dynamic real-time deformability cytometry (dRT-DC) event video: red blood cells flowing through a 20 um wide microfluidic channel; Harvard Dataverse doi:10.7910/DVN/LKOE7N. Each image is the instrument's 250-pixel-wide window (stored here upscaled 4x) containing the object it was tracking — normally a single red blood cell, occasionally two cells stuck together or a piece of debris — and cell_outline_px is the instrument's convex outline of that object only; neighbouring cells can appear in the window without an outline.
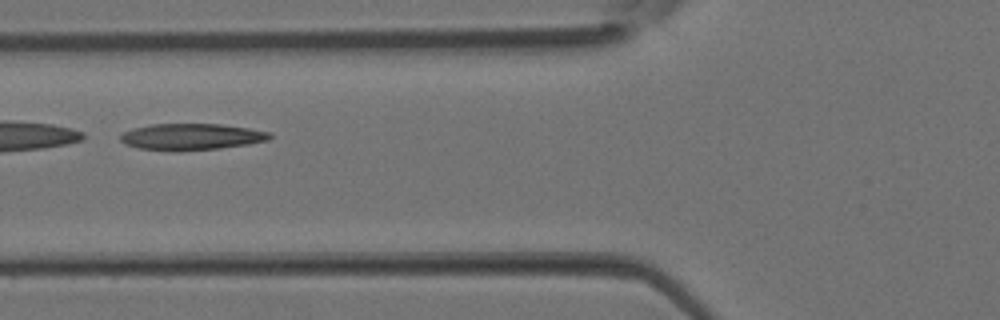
{"species": "Egyptian fruit bat (a non-hibernating species)", "species_latin": "Rousettus aegyptiacus", "temperature_condition": "room temperature", "stored_images_in_passage": 3, "camera_frame_rate_fps": 3000, "um_per_image_px": 0.085, "animal": {"sex": "female"}, "frame": {"image": 1, "passage_image": 3, "time_ms": 0.667, "image_size_px": [1000, 320], "cell_outline_px": [[272, 136], [268, 140], [248, 144], [220, 148], [140, 148], [124, 144], [120, 140], [120, 136], [124, 132], [132, 128], [152, 124], [220, 124], [248, 128], [272, 132]], "centroid_in_image_um": [16.32, 11.57], "position_along_channel_um": 109.5, "area_um2": 22.02}}